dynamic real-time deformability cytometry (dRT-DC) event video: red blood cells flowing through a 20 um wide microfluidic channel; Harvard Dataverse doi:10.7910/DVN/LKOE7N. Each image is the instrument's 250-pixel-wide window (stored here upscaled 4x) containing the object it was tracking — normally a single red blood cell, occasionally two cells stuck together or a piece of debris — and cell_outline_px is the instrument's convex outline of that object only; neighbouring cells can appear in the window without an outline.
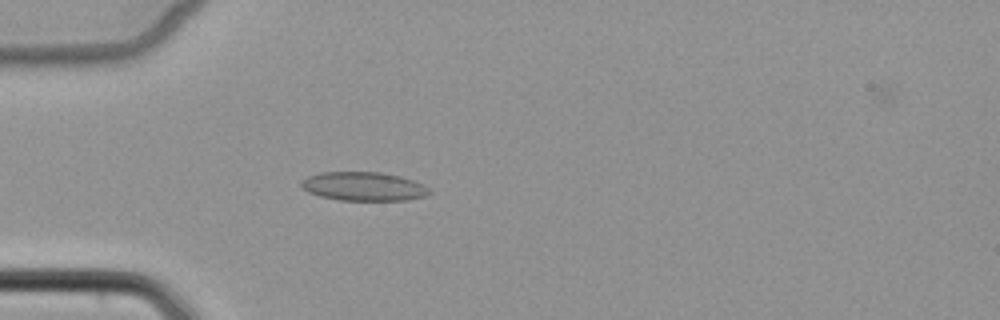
{"species": "common noctule bat (a hibernating species)", "species_latin": "Nyctalus noctula", "temperature_condition": "cold", "stored_images_in_passage": 3, "camera_frame_rate_fps": 3000, "um_per_image_px": 0.085, "animal": {"sex": "female", "body_mass_g": 22.7, "forearm_length_mm": 54.2}, "frame": {"image": 1, "passage_image": 3, "time_ms": 3.333, "image_size_px": [1000, 320], "cell_outline_px": [[432, 192], [424, 196], [408, 200], [340, 200], [320, 196], [308, 192], [300, 184], [300, 180], [308, 176], [320, 172], [380, 172], [400, 176], [424, 184]], "centroid_in_image_um": [30.9, 15.84], "position_along_channel_um": 54.1, "area_um2": 21.5}}